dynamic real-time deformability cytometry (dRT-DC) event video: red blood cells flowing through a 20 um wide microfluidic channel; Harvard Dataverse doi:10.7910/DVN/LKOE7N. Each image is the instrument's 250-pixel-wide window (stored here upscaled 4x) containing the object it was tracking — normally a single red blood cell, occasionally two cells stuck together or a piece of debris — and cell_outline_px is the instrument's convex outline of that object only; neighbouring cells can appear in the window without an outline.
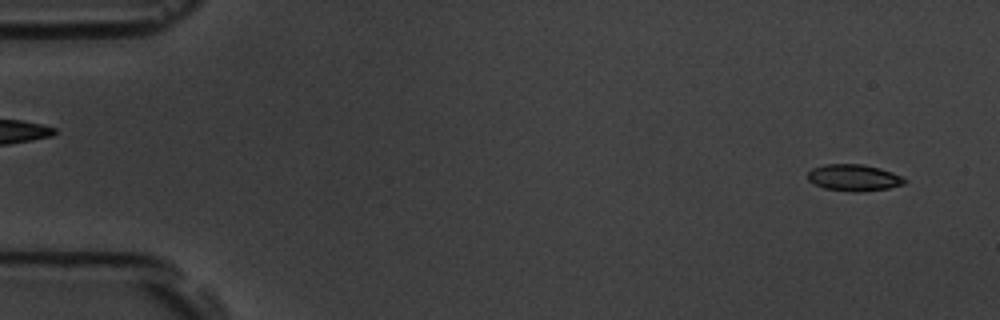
{"species": "common noctule bat (a hibernating species)", "species_latin": "Nyctalus noctula", "temperature_condition": "room temperature", "stored_images_in_passage": 51, "camera_frame_rate_fps": 3000, "um_per_image_px": 0.085, "animal": {"sex": "male", "body_mass_g": 19.5, "forearm_length_mm": 54.6}, "frame": {"image": 1, "passage_image": 3, "time_ms": 0.667, "image_size_px": [1000, 320], "cell_outline_px": [[908, 180], [904, 184], [888, 188], [860, 192], [852, 192], [824, 188], [808, 180], [808, 172], [812, 168], [824, 164], [864, 164], [880, 168], [892, 172]], "centroid_in_image_um": [72.58, 15.1], "position_along_channel_um": 12.4, "area_um2": 15.03}}
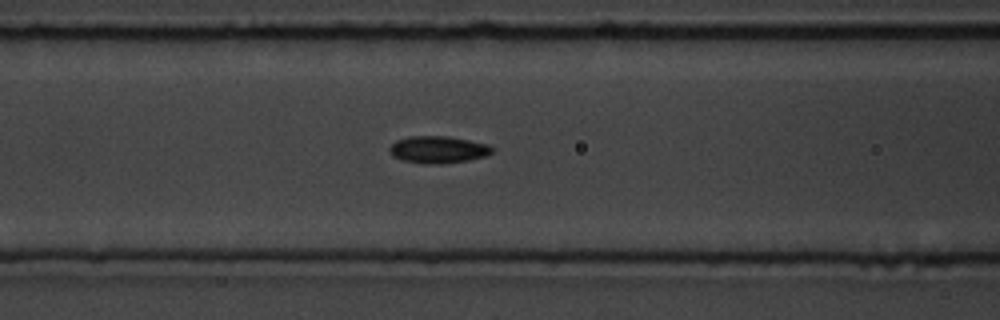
{"frame": {"image": 2, "passage_image": 22, "time_ms": 7.0, "image_size_px": [1000, 320], "cell_outline_px": [[492, 152], [484, 156], [468, 160], [440, 164], [424, 164], [400, 160], [392, 156], [388, 152], [388, 148], [396, 140], [412, 136], [444, 136], [468, 140], [488, 144], [492, 148]], "centroid_in_image_um": [37.17, 12.72], "position_along_channel_um": 129.4, "area_um2": 16.18}}
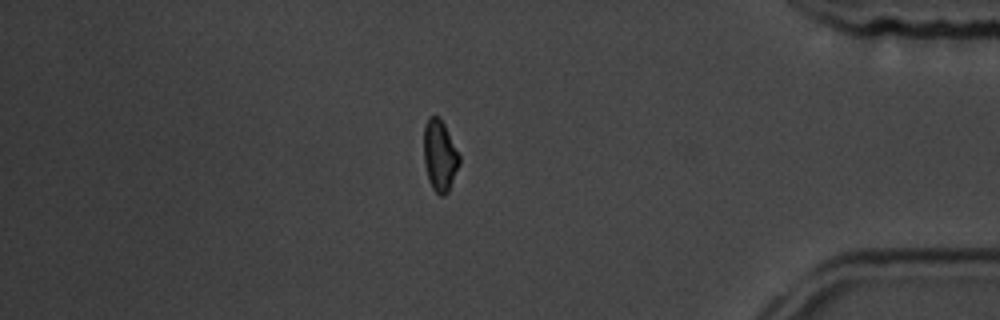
{"frame": {"image": 3, "passage_image": 46, "time_ms": 15.0, "image_size_px": [1000, 320], "cell_outline_px": [[460, 164], [448, 192], [444, 196], [440, 196], [432, 188], [428, 180], [424, 160], [424, 124], [428, 116], [436, 116], [444, 124], [460, 156]], "centroid_in_image_um": [37.37, 13.25], "position_along_channel_um": 397.8, "area_um2": 14.74}}